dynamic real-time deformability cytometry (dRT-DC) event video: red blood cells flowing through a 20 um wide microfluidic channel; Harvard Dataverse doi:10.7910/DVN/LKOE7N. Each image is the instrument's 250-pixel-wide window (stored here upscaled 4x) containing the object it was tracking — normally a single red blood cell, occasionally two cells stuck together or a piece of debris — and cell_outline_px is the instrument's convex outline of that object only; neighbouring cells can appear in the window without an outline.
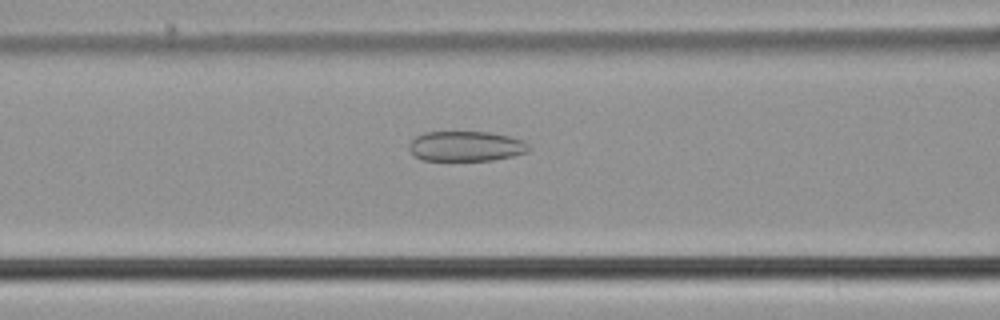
{"species": "common noctule bat (a hibernating species)", "species_latin": "Nyctalus noctula", "temperature_condition": "cold", "stored_images_in_passage": 49, "camera_frame_rate_fps": 3000, "um_per_image_px": 0.085, "animal": {"sex": "male", "body_mass_g": 21.5, "forearm_length_mm": 52.0}, "frame": {"image": 1, "passage_image": 17, "time_ms": 5.333, "image_size_px": [1000, 320], "cell_outline_px": [[532, 148], [528, 152], [512, 156], [492, 160], [424, 160], [412, 156], [408, 148], [408, 144], [416, 136], [424, 132], [488, 132], [508, 136], [524, 140]], "centroid_in_image_um": [39.59, 12.43], "position_along_channel_um": 127.0, "area_um2": 21.15}}
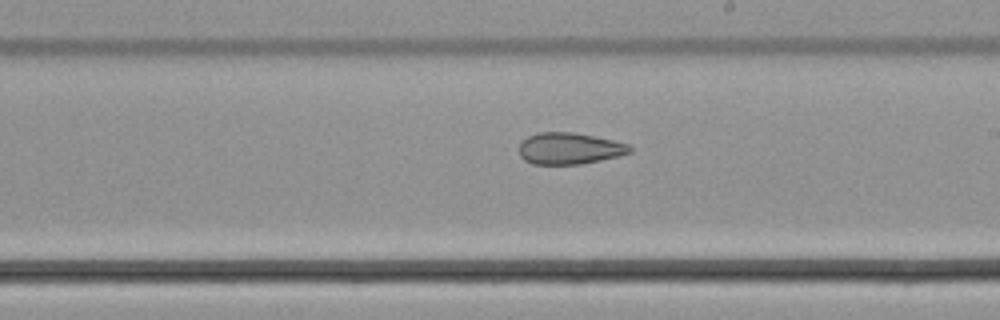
{"frame": {"image": 2, "passage_image": 26, "time_ms": 8.333, "image_size_px": [1000, 320], "cell_outline_px": [[632, 152], [620, 156], [580, 164], [532, 164], [524, 160], [520, 156], [520, 144], [528, 136], [540, 132], [572, 132], [612, 140], [628, 144], [632, 148]], "centroid_in_image_um": [48.41, 12.63], "position_along_channel_um": 240.6, "area_um2": 20.23}}
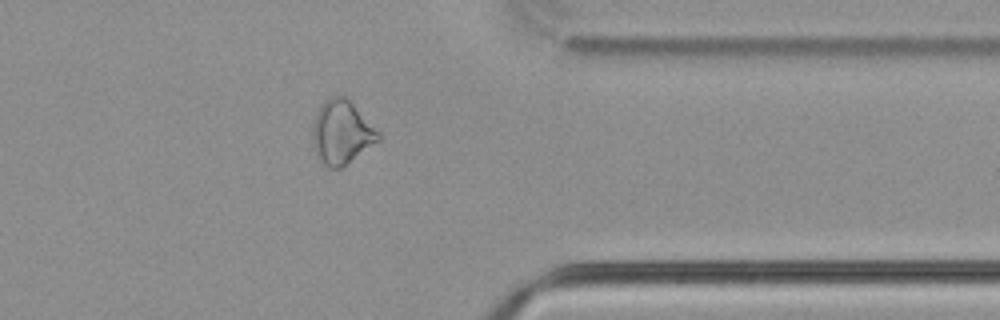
{"frame": {"image": 3, "passage_image": 38, "time_ms": 12.333, "image_size_px": [1000, 320], "cell_outline_px": [[380, 140], [340, 168], [328, 168], [320, 164], [316, 156], [312, 140], [312, 128], [316, 112], [320, 104], [324, 100], [332, 96], [344, 96], [380, 132]], "centroid_in_image_um": [28.99, 11.27], "position_along_channel_um": 382.4, "area_um2": 24.39}, "authors_computed_cell_mechanics": {"area_um2": 25.6054, "velocity_mm_per_s": 3.7858, "shape_relaxation_time_tau1_ms": null, "shape_relaxation_time_tau2_ms": 4.5692, "deformation_change_tau1": null, "deformation_change_tau2": 0.1316}}